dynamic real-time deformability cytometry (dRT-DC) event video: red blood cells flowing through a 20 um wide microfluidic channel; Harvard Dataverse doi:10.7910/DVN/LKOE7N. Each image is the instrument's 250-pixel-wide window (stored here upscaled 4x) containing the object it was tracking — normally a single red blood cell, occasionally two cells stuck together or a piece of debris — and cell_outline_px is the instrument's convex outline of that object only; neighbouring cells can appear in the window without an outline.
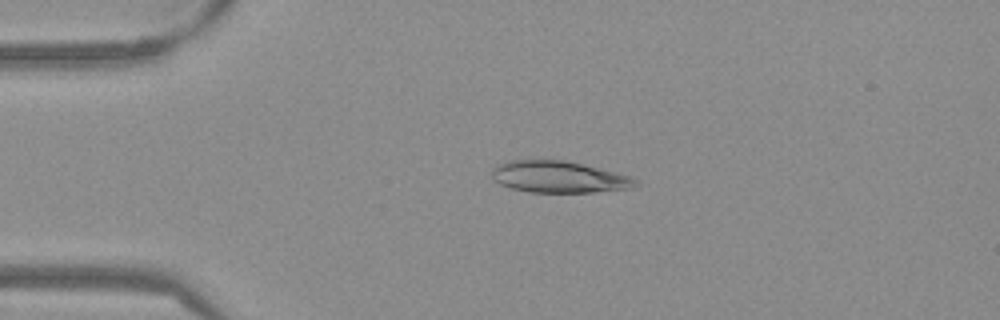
{"species": "Egyptian fruit bat (a non-hibernating species)", "species_latin": "Rousettus aegyptiacus", "temperature_condition": "warm", "stored_images_in_passage": 52, "camera_frame_rate_fps": 3000, "um_per_image_px": 0.085, "frame": {"image": 1, "passage_image": 11, "time_ms": 3.333, "image_size_px": [1000, 320], "cell_outline_px": [[640, 184], [632, 188], [596, 192], [528, 192], [512, 188], [500, 184], [492, 180], [492, 168], [496, 164], [504, 160], [564, 160], [632, 176]], "centroid_in_image_um": [47.47, 15.04], "position_along_channel_um": 37.5, "area_um2": 26.65}}
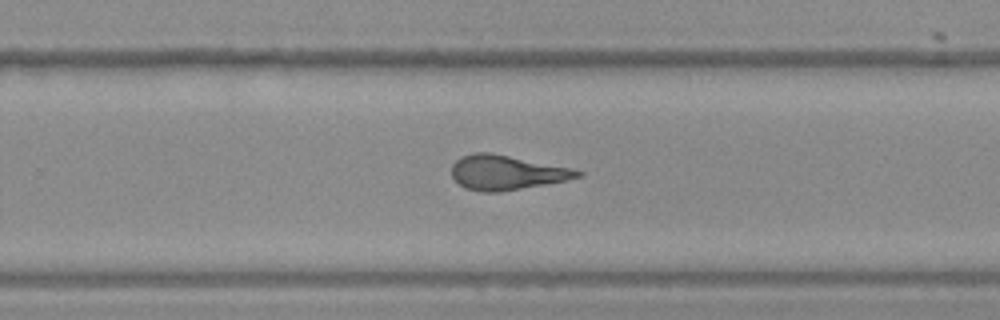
{"frame": {"image": 2, "passage_image": 33, "time_ms": 10.667, "image_size_px": [1000, 320], "cell_outline_px": [[584, 176], [544, 184], [500, 192], [484, 192], [464, 188], [452, 176], [452, 164], [460, 156], [476, 152], [488, 152], [568, 168], [584, 172]], "centroid_in_image_um": [42.99, 14.67], "position_along_channel_um": 286.8, "area_um2": 24.85}}
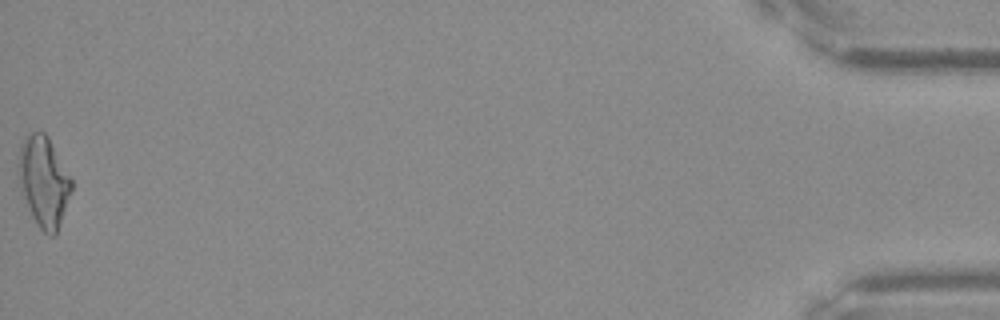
{"frame": {"image": 3, "passage_image": 52, "time_ms": 17.0, "image_size_px": [1000, 320], "cell_outline_px": [[72, 188], [56, 236], [48, 236], [36, 224], [20, 192], [20, 148], [24, 136], [32, 132], [44, 132], [48, 136], [72, 180]], "centroid_in_image_um": [3.72, 15.46], "position_along_channel_um": 431.5, "area_um2": 27.57}, "authors_computed_cell_mechanics": {"area_um2": 25.5765, "velocity_mm_per_s": 3.8589, "shape_relaxation_time_tau1_ms": null, "shape_relaxation_time_tau2_ms": 2.1098, "deformation_change_tau1": null, "deformation_change_tau2": 0.119}}